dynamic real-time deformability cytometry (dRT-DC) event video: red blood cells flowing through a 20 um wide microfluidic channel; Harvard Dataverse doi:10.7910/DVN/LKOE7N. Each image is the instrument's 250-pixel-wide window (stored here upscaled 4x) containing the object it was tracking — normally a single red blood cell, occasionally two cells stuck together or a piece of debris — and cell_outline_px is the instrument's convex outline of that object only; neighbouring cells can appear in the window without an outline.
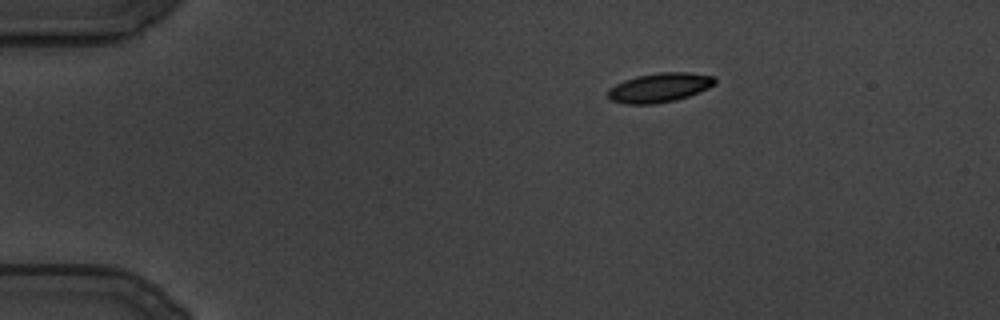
{"species": "common noctule bat (a hibernating species)", "species_latin": "Nyctalus noctula", "temperature_condition": "cold", "stored_images_in_passage": 103, "camera_frame_rate_fps": 3000, "um_per_image_px": 0.085, "animal": {"sex": "male", "body_mass_g": 19.5, "forearm_length_mm": 54.6}, "frame": {"image": 1, "passage_image": 1, "time_ms": 0.0, "image_size_px": [1000, 320], "cell_outline_px": [[716, 84], [708, 88], [688, 96], [676, 100], [652, 104], [628, 104], [612, 100], [608, 96], [608, 88], [624, 80], [636, 76], [660, 72], [688, 72], [716, 76]], "centroid_in_image_um": [56.08, 7.43], "position_along_channel_um": 28.9, "area_um2": 18.26}}
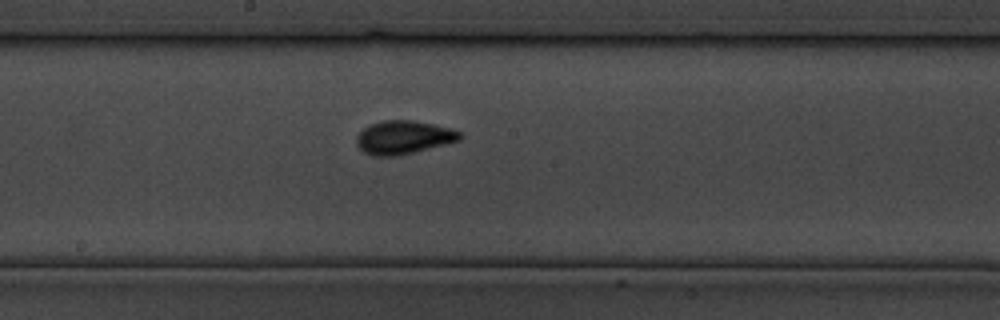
{"frame": {"image": 2, "passage_image": 47, "time_ms": 15.333, "image_size_px": [1000, 320], "cell_outline_px": [[464, 136], [460, 140], [396, 156], [372, 156], [364, 152], [356, 144], [356, 136], [364, 128], [372, 124], [384, 120], [412, 120], [452, 128], [460, 132]], "centroid_in_image_um": [34.3, 11.67], "position_along_channel_um": 213.9, "area_um2": 19.94}}
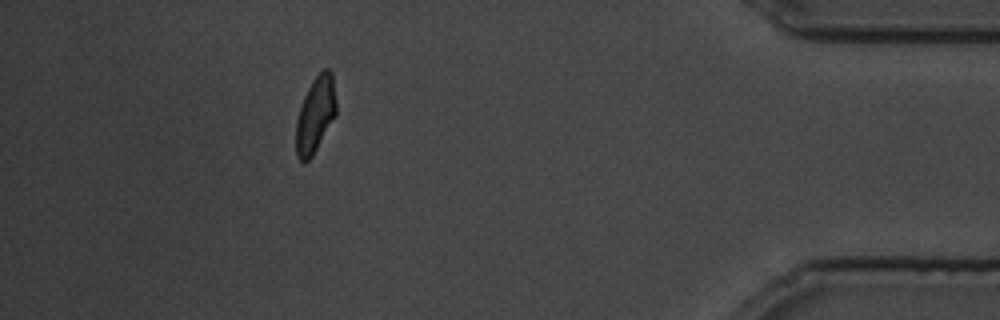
{"frame": {"image": 3, "passage_image": 91, "time_ms": 30.0, "image_size_px": [1000, 320], "cell_outline_px": [[336, 116], [312, 156], [304, 164], [296, 156], [296, 120], [304, 96], [312, 80], [324, 68], [328, 68], [332, 72], [336, 100]], "centroid_in_image_um": [26.81, 9.75], "position_along_channel_um": 408.4, "area_um2": 17.86}}